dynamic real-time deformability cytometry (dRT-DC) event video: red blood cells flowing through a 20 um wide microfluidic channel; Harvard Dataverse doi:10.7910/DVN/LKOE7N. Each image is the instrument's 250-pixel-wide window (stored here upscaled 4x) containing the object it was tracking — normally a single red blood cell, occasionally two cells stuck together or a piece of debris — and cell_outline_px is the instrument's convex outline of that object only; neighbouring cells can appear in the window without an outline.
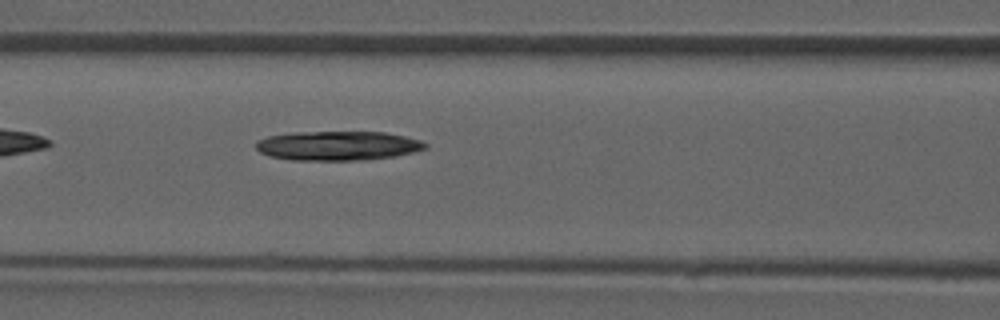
{"species": "common noctule bat (a hibernating species)", "species_latin": "Nyctalus noctula", "temperature_condition": "room temperature", "stored_images_in_passage": 6, "camera_frame_rate_fps": 3000, "um_per_image_px": 0.085, "animal": {"sex": "male", "forearm_length_mm": 52.5}, "frame": {"image": 1, "passage_image": 6, "time_ms": 5.667, "image_size_px": [1000, 320], "cell_outline_px": [[428, 148], [396, 156], [364, 160], [292, 160], [272, 156], [260, 152], [256, 148], [256, 140], [268, 136], [296, 132], [384, 132], [404, 136], [420, 140], [428, 144]], "centroid_in_image_um": [28.73, 12.39], "position_along_channel_um": 137.9, "area_um2": 28.9}}